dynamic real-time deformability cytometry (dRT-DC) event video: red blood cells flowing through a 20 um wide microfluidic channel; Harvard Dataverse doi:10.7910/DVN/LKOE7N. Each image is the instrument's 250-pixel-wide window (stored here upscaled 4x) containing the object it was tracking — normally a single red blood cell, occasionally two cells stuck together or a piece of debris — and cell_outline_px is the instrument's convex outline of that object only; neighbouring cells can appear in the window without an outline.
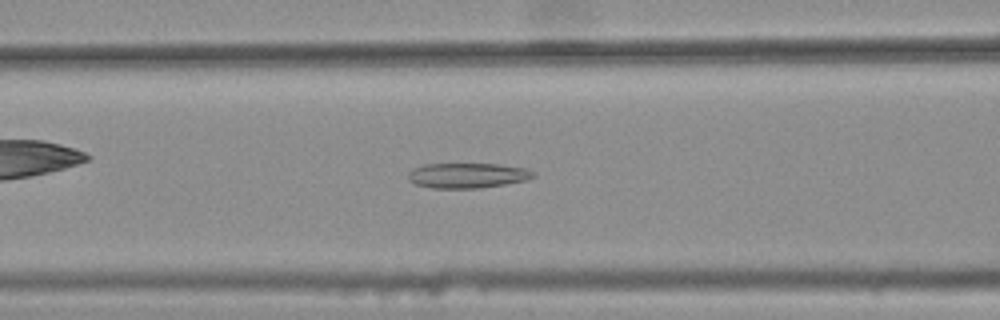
{"species": "common noctule bat (a hibernating species)", "species_latin": "Nyctalus noctula", "temperature_condition": "warm", "stored_images_in_passage": 32, "camera_frame_rate_fps": 3000, "um_per_image_px": 0.085, "animal": {"sex": "female", "body_mass_g": 25.1}, "frame": {"image": 1, "passage_image": 8, "time_ms": 2.333, "image_size_px": [1000, 320], "cell_outline_px": [[536, 176], [524, 180], [504, 184], [480, 188], [432, 188], [416, 184], [408, 180], [408, 172], [412, 168], [424, 164], [500, 164], [524, 168], [536, 172]], "centroid_in_image_um": [39.71, 14.91], "position_along_channel_um": 126.9, "area_um2": 18.32}}
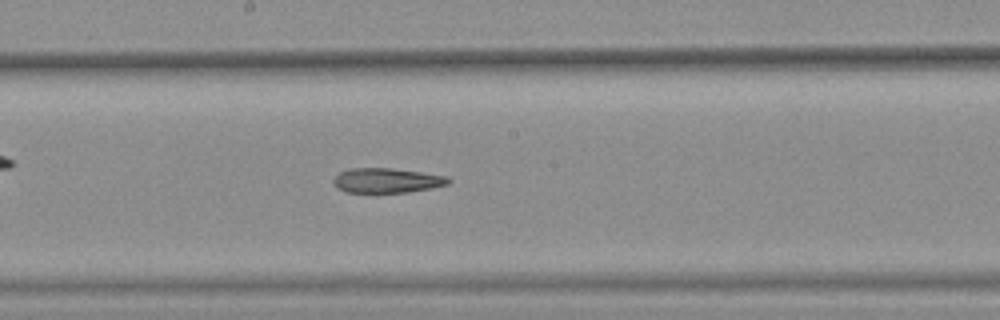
{"frame": {"image": 2, "passage_image": 15, "time_ms": 4.667, "image_size_px": [1000, 320], "cell_outline_px": [[452, 180], [448, 184], [432, 188], [408, 192], [344, 192], [336, 188], [332, 184], [332, 180], [340, 172], [348, 168], [392, 168], [448, 176]], "centroid_in_image_um": [32.86, 15.34], "position_along_channel_um": 215.3, "area_um2": 16.7}}
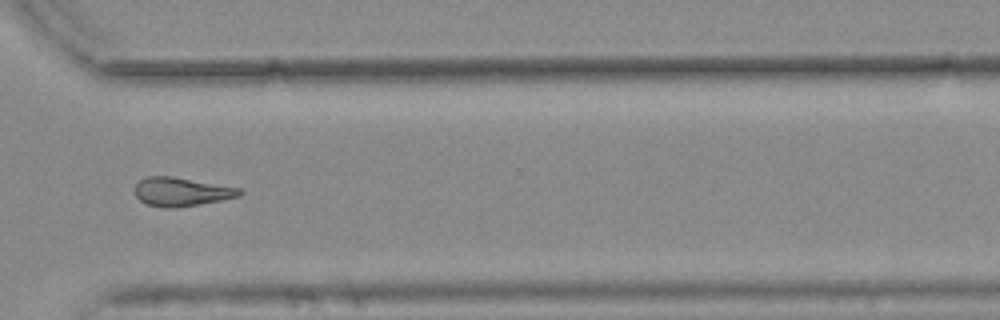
{"frame": {"image": 3, "passage_image": 26, "time_ms": 8.333, "image_size_px": [1000, 320], "cell_outline_px": [[244, 192], [240, 196], [200, 204], [176, 208], [164, 208], [148, 204], [140, 200], [136, 196], [136, 184], [140, 180], [148, 176], [172, 176], [240, 188]], "centroid_in_image_um": [15.44, 16.3], "position_along_channel_um": 355.2, "area_um2": 17.4}}